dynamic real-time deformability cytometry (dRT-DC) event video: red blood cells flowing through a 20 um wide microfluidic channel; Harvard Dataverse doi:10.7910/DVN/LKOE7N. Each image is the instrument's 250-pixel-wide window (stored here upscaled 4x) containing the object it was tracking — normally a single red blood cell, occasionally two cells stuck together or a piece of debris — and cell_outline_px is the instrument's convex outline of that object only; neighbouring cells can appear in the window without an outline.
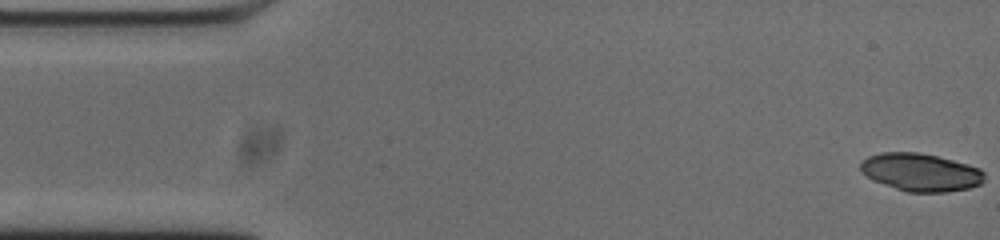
{"species": "common noctule bat (a hibernating species)", "species_latin": "Nyctalus noctula", "temperature_condition": "cold", "stored_images_in_passage": 50, "camera_frame_rate_fps": 3000, "um_per_image_px": 0.085, "animal": {"sex": "male", "body_mass_g": 20.0, "forearm_length_mm": 53.3}, "frame": {"image": 1, "passage_image": 1, "time_ms": 0.0, "image_size_px": [1000, 240], "cell_outline_px": [[984, 180], [980, 184], [968, 188], [944, 192], [908, 192], [872, 180], [860, 172], [860, 164], [868, 156], [880, 152], [916, 152], [936, 156], [968, 164], [980, 168], [984, 172]], "centroid_in_image_um": [78.24, 14.64], "position_along_channel_um": 6.8, "area_um2": 27.22}}
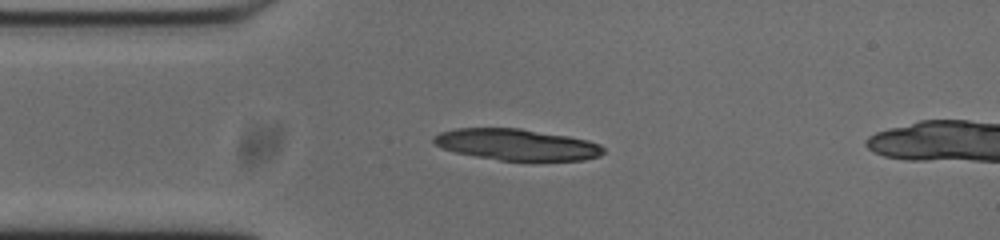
{"frame": {"image": 2, "passage_image": 12, "time_ms": 3.667, "image_size_px": [1000, 240], "cell_outline_px": [[604, 152], [600, 156], [584, 160], [500, 160], [476, 156], [456, 152], [444, 148], [436, 144], [432, 140], [432, 136], [440, 132], [456, 128], [520, 128], [568, 136], [588, 140], [600, 144], [604, 148]], "centroid_in_image_um": [43.94, 12.28], "position_along_channel_um": 41.1, "area_um2": 30.81}}